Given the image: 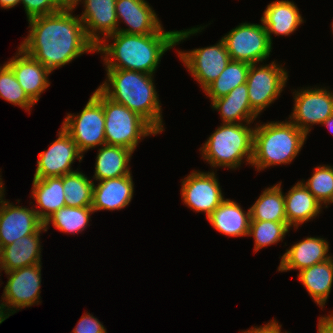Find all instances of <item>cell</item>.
<instances>
[{
  "label": "cell",
  "instance_id": "26",
  "mask_svg": "<svg viewBox=\"0 0 333 333\" xmlns=\"http://www.w3.org/2000/svg\"><path fill=\"white\" fill-rule=\"evenodd\" d=\"M32 184L31 197L37 204L34 210L43 222L54 212L66 206L63 176L33 178Z\"/></svg>",
  "mask_w": 333,
  "mask_h": 333
},
{
  "label": "cell",
  "instance_id": "42",
  "mask_svg": "<svg viewBox=\"0 0 333 333\" xmlns=\"http://www.w3.org/2000/svg\"><path fill=\"white\" fill-rule=\"evenodd\" d=\"M9 316H11V314L8 312L5 304L3 302L0 303V324L9 318Z\"/></svg>",
  "mask_w": 333,
  "mask_h": 333
},
{
  "label": "cell",
  "instance_id": "28",
  "mask_svg": "<svg viewBox=\"0 0 333 333\" xmlns=\"http://www.w3.org/2000/svg\"><path fill=\"white\" fill-rule=\"evenodd\" d=\"M297 276L314 302L324 308L333 284V257L299 271Z\"/></svg>",
  "mask_w": 333,
  "mask_h": 333
},
{
  "label": "cell",
  "instance_id": "36",
  "mask_svg": "<svg viewBox=\"0 0 333 333\" xmlns=\"http://www.w3.org/2000/svg\"><path fill=\"white\" fill-rule=\"evenodd\" d=\"M28 20L38 16L56 13L62 9L57 0H20Z\"/></svg>",
  "mask_w": 333,
  "mask_h": 333
},
{
  "label": "cell",
  "instance_id": "34",
  "mask_svg": "<svg viewBox=\"0 0 333 333\" xmlns=\"http://www.w3.org/2000/svg\"><path fill=\"white\" fill-rule=\"evenodd\" d=\"M308 181L302 184L317 198L321 205L328 208L333 201V166L320 165L314 168Z\"/></svg>",
  "mask_w": 333,
  "mask_h": 333
},
{
  "label": "cell",
  "instance_id": "21",
  "mask_svg": "<svg viewBox=\"0 0 333 333\" xmlns=\"http://www.w3.org/2000/svg\"><path fill=\"white\" fill-rule=\"evenodd\" d=\"M44 225L35 233L17 239L0 249V271L9 272L41 263V232Z\"/></svg>",
  "mask_w": 333,
  "mask_h": 333
},
{
  "label": "cell",
  "instance_id": "29",
  "mask_svg": "<svg viewBox=\"0 0 333 333\" xmlns=\"http://www.w3.org/2000/svg\"><path fill=\"white\" fill-rule=\"evenodd\" d=\"M283 194L281 182L265 188L256 202L250 207V221L287 222Z\"/></svg>",
  "mask_w": 333,
  "mask_h": 333
},
{
  "label": "cell",
  "instance_id": "19",
  "mask_svg": "<svg viewBox=\"0 0 333 333\" xmlns=\"http://www.w3.org/2000/svg\"><path fill=\"white\" fill-rule=\"evenodd\" d=\"M329 244L320 237H307L295 243L281 258L278 271L303 270L312 265L325 262L332 258L328 255Z\"/></svg>",
  "mask_w": 333,
  "mask_h": 333
},
{
  "label": "cell",
  "instance_id": "17",
  "mask_svg": "<svg viewBox=\"0 0 333 333\" xmlns=\"http://www.w3.org/2000/svg\"><path fill=\"white\" fill-rule=\"evenodd\" d=\"M17 51L6 64L12 69L27 96L36 104L41 93L50 86L48 75L51 72L21 48L18 47Z\"/></svg>",
  "mask_w": 333,
  "mask_h": 333
},
{
  "label": "cell",
  "instance_id": "16",
  "mask_svg": "<svg viewBox=\"0 0 333 333\" xmlns=\"http://www.w3.org/2000/svg\"><path fill=\"white\" fill-rule=\"evenodd\" d=\"M84 12L78 17L84 25L88 39L97 47L107 37L117 32L119 23L116 14V0H81ZM101 32V33H100ZM100 35L103 37L100 38Z\"/></svg>",
  "mask_w": 333,
  "mask_h": 333
},
{
  "label": "cell",
  "instance_id": "13",
  "mask_svg": "<svg viewBox=\"0 0 333 333\" xmlns=\"http://www.w3.org/2000/svg\"><path fill=\"white\" fill-rule=\"evenodd\" d=\"M214 171H192L182 180L181 197L188 208L208 217L225 199Z\"/></svg>",
  "mask_w": 333,
  "mask_h": 333
},
{
  "label": "cell",
  "instance_id": "6",
  "mask_svg": "<svg viewBox=\"0 0 333 333\" xmlns=\"http://www.w3.org/2000/svg\"><path fill=\"white\" fill-rule=\"evenodd\" d=\"M105 116L106 145L120 146L135 151L144 137L158 132L141 116L102 92Z\"/></svg>",
  "mask_w": 333,
  "mask_h": 333
},
{
  "label": "cell",
  "instance_id": "31",
  "mask_svg": "<svg viewBox=\"0 0 333 333\" xmlns=\"http://www.w3.org/2000/svg\"><path fill=\"white\" fill-rule=\"evenodd\" d=\"M92 213H94V210L91 207L64 206L44 221V228L47 231L49 224L52 223L55 228L63 233L78 234L89 225L90 214Z\"/></svg>",
  "mask_w": 333,
  "mask_h": 333
},
{
  "label": "cell",
  "instance_id": "5",
  "mask_svg": "<svg viewBox=\"0 0 333 333\" xmlns=\"http://www.w3.org/2000/svg\"><path fill=\"white\" fill-rule=\"evenodd\" d=\"M244 123H221L200 148L203 159L211 167L236 169L242 160L251 164L254 128Z\"/></svg>",
  "mask_w": 333,
  "mask_h": 333
},
{
  "label": "cell",
  "instance_id": "3",
  "mask_svg": "<svg viewBox=\"0 0 333 333\" xmlns=\"http://www.w3.org/2000/svg\"><path fill=\"white\" fill-rule=\"evenodd\" d=\"M107 78L98 88L145 119L158 133L164 131L162 108L154 75L125 69H105Z\"/></svg>",
  "mask_w": 333,
  "mask_h": 333
},
{
  "label": "cell",
  "instance_id": "43",
  "mask_svg": "<svg viewBox=\"0 0 333 333\" xmlns=\"http://www.w3.org/2000/svg\"><path fill=\"white\" fill-rule=\"evenodd\" d=\"M322 125L327 126L329 131L333 134V114L329 116L323 123Z\"/></svg>",
  "mask_w": 333,
  "mask_h": 333
},
{
  "label": "cell",
  "instance_id": "41",
  "mask_svg": "<svg viewBox=\"0 0 333 333\" xmlns=\"http://www.w3.org/2000/svg\"><path fill=\"white\" fill-rule=\"evenodd\" d=\"M20 0H0V7L4 9H10L18 5Z\"/></svg>",
  "mask_w": 333,
  "mask_h": 333
},
{
  "label": "cell",
  "instance_id": "24",
  "mask_svg": "<svg viewBox=\"0 0 333 333\" xmlns=\"http://www.w3.org/2000/svg\"><path fill=\"white\" fill-rule=\"evenodd\" d=\"M284 200L287 224L296 229L304 222L319 216L323 208L301 181L295 183L287 194L285 193Z\"/></svg>",
  "mask_w": 333,
  "mask_h": 333
},
{
  "label": "cell",
  "instance_id": "40",
  "mask_svg": "<svg viewBox=\"0 0 333 333\" xmlns=\"http://www.w3.org/2000/svg\"><path fill=\"white\" fill-rule=\"evenodd\" d=\"M62 8L75 9L81 0H57Z\"/></svg>",
  "mask_w": 333,
  "mask_h": 333
},
{
  "label": "cell",
  "instance_id": "1",
  "mask_svg": "<svg viewBox=\"0 0 333 333\" xmlns=\"http://www.w3.org/2000/svg\"><path fill=\"white\" fill-rule=\"evenodd\" d=\"M73 10L62 8L56 13L28 20L29 34L19 48L51 73L83 53L96 52L82 21L78 15H72Z\"/></svg>",
  "mask_w": 333,
  "mask_h": 333
},
{
  "label": "cell",
  "instance_id": "23",
  "mask_svg": "<svg viewBox=\"0 0 333 333\" xmlns=\"http://www.w3.org/2000/svg\"><path fill=\"white\" fill-rule=\"evenodd\" d=\"M206 219L221 234L229 237L248 236L250 208L245 212L234 200L224 199Z\"/></svg>",
  "mask_w": 333,
  "mask_h": 333
},
{
  "label": "cell",
  "instance_id": "10",
  "mask_svg": "<svg viewBox=\"0 0 333 333\" xmlns=\"http://www.w3.org/2000/svg\"><path fill=\"white\" fill-rule=\"evenodd\" d=\"M294 107L288 119L306 135L313 124H321L333 114V91L303 88L293 92Z\"/></svg>",
  "mask_w": 333,
  "mask_h": 333
},
{
  "label": "cell",
  "instance_id": "38",
  "mask_svg": "<svg viewBox=\"0 0 333 333\" xmlns=\"http://www.w3.org/2000/svg\"><path fill=\"white\" fill-rule=\"evenodd\" d=\"M281 326L282 325H279V323L275 319H272L264 326H259V327L254 326L247 331H243L242 333H288V332H281Z\"/></svg>",
  "mask_w": 333,
  "mask_h": 333
},
{
  "label": "cell",
  "instance_id": "25",
  "mask_svg": "<svg viewBox=\"0 0 333 333\" xmlns=\"http://www.w3.org/2000/svg\"><path fill=\"white\" fill-rule=\"evenodd\" d=\"M212 108L220 112L222 123H252L258 114L251 108L247 83L238 85L226 96L211 101Z\"/></svg>",
  "mask_w": 333,
  "mask_h": 333
},
{
  "label": "cell",
  "instance_id": "44",
  "mask_svg": "<svg viewBox=\"0 0 333 333\" xmlns=\"http://www.w3.org/2000/svg\"><path fill=\"white\" fill-rule=\"evenodd\" d=\"M0 177H1V175H0ZM3 181H2V178H0V204H1V202L3 201V198H4V187L5 186H3L4 184L2 183Z\"/></svg>",
  "mask_w": 333,
  "mask_h": 333
},
{
  "label": "cell",
  "instance_id": "7",
  "mask_svg": "<svg viewBox=\"0 0 333 333\" xmlns=\"http://www.w3.org/2000/svg\"><path fill=\"white\" fill-rule=\"evenodd\" d=\"M62 127L82 154L98 145H106L102 91L97 88L93 92L80 114H67Z\"/></svg>",
  "mask_w": 333,
  "mask_h": 333
},
{
  "label": "cell",
  "instance_id": "32",
  "mask_svg": "<svg viewBox=\"0 0 333 333\" xmlns=\"http://www.w3.org/2000/svg\"><path fill=\"white\" fill-rule=\"evenodd\" d=\"M94 181L81 171L75 170L63 176L66 206L91 207Z\"/></svg>",
  "mask_w": 333,
  "mask_h": 333
},
{
  "label": "cell",
  "instance_id": "12",
  "mask_svg": "<svg viewBox=\"0 0 333 333\" xmlns=\"http://www.w3.org/2000/svg\"><path fill=\"white\" fill-rule=\"evenodd\" d=\"M178 55L203 90L219 77L231 61L222 38L217 44L209 47L196 48L186 52L178 50Z\"/></svg>",
  "mask_w": 333,
  "mask_h": 333
},
{
  "label": "cell",
  "instance_id": "18",
  "mask_svg": "<svg viewBox=\"0 0 333 333\" xmlns=\"http://www.w3.org/2000/svg\"><path fill=\"white\" fill-rule=\"evenodd\" d=\"M117 19L123 20L128 28L117 29L118 32L135 35L158 33L163 26L156 12L145 0H116Z\"/></svg>",
  "mask_w": 333,
  "mask_h": 333
},
{
  "label": "cell",
  "instance_id": "35",
  "mask_svg": "<svg viewBox=\"0 0 333 333\" xmlns=\"http://www.w3.org/2000/svg\"><path fill=\"white\" fill-rule=\"evenodd\" d=\"M0 98L30 111L35 103L27 96L18 83L12 69L6 64L0 71Z\"/></svg>",
  "mask_w": 333,
  "mask_h": 333
},
{
  "label": "cell",
  "instance_id": "30",
  "mask_svg": "<svg viewBox=\"0 0 333 333\" xmlns=\"http://www.w3.org/2000/svg\"><path fill=\"white\" fill-rule=\"evenodd\" d=\"M250 64L231 60L219 77L210 83L203 91L210 100L226 96L238 85L247 81Z\"/></svg>",
  "mask_w": 333,
  "mask_h": 333
},
{
  "label": "cell",
  "instance_id": "20",
  "mask_svg": "<svg viewBox=\"0 0 333 333\" xmlns=\"http://www.w3.org/2000/svg\"><path fill=\"white\" fill-rule=\"evenodd\" d=\"M131 174L99 181L97 186L94 184L91 206L94 212L121 210L129 205L134 194Z\"/></svg>",
  "mask_w": 333,
  "mask_h": 333
},
{
  "label": "cell",
  "instance_id": "22",
  "mask_svg": "<svg viewBox=\"0 0 333 333\" xmlns=\"http://www.w3.org/2000/svg\"><path fill=\"white\" fill-rule=\"evenodd\" d=\"M261 22L272 43V34L288 36L304 23L298 7L289 0L273 1L263 12Z\"/></svg>",
  "mask_w": 333,
  "mask_h": 333
},
{
  "label": "cell",
  "instance_id": "39",
  "mask_svg": "<svg viewBox=\"0 0 333 333\" xmlns=\"http://www.w3.org/2000/svg\"><path fill=\"white\" fill-rule=\"evenodd\" d=\"M318 333H333V314L318 319Z\"/></svg>",
  "mask_w": 333,
  "mask_h": 333
},
{
  "label": "cell",
  "instance_id": "11",
  "mask_svg": "<svg viewBox=\"0 0 333 333\" xmlns=\"http://www.w3.org/2000/svg\"><path fill=\"white\" fill-rule=\"evenodd\" d=\"M41 263L9 272L2 300L8 312L14 313L25 307L40 303Z\"/></svg>",
  "mask_w": 333,
  "mask_h": 333
},
{
  "label": "cell",
  "instance_id": "37",
  "mask_svg": "<svg viewBox=\"0 0 333 333\" xmlns=\"http://www.w3.org/2000/svg\"><path fill=\"white\" fill-rule=\"evenodd\" d=\"M72 333H107L104 325L90 313H85Z\"/></svg>",
  "mask_w": 333,
  "mask_h": 333
},
{
  "label": "cell",
  "instance_id": "45",
  "mask_svg": "<svg viewBox=\"0 0 333 333\" xmlns=\"http://www.w3.org/2000/svg\"><path fill=\"white\" fill-rule=\"evenodd\" d=\"M5 65H6V63H5V64H3V66H0V71L2 70V68H3Z\"/></svg>",
  "mask_w": 333,
  "mask_h": 333
},
{
  "label": "cell",
  "instance_id": "8",
  "mask_svg": "<svg viewBox=\"0 0 333 333\" xmlns=\"http://www.w3.org/2000/svg\"><path fill=\"white\" fill-rule=\"evenodd\" d=\"M222 39L231 60L260 64V62L266 61L272 52V43L263 22L261 24L241 23Z\"/></svg>",
  "mask_w": 333,
  "mask_h": 333
},
{
  "label": "cell",
  "instance_id": "2",
  "mask_svg": "<svg viewBox=\"0 0 333 333\" xmlns=\"http://www.w3.org/2000/svg\"><path fill=\"white\" fill-rule=\"evenodd\" d=\"M205 26L193 27L187 30L164 31L147 35L126 34L116 32L108 36L112 44L101 42L96 52L104 54L103 61L106 69H125L154 75L163 54L197 34Z\"/></svg>",
  "mask_w": 333,
  "mask_h": 333
},
{
  "label": "cell",
  "instance_id": "33",
  "mask_svg": "<svg viewBox=\"0 0 333 333\" xmlns=\"http://www.w3.org/2000/svg\"><path fill=\"white\" fill-rule=\"evenodd\" d=\"M287 222L250 221L249 236L254 237V251L276 244L290 231Z\"/></svg>",
  "mask_w": 333,
  "mask_h": 333
},
{
  "label": "cell",
  "instance_id": "14",
  "mask_svg": "<svg viewBox=\"0 0 333 333\" xmlns=\"http://www.w3.org/2000/svg\"><path fill=\"white\" fill-rule=\"evenodd\" d=\"M59 130L58 138L46 151L39 153L34 178L62 177L75 172L71 167L76 159L82 161L83 154L74 140L63 127Z\"/></svg>",
  "mask_w": 333,
  "mask_h": 333
},
{
  "label": "cell",
  "instance_id": "27",
  "mask_svg": "<svg viewBox=\"0 0 333 333\" xmlns=\"http://www.w3.org/2000/svg\"><path fill=\"white\" fill-rule=\"evenodd\" d=\"M133 152L120 146H101L96 157L93 179L102 181L129 175V162Z\"/></svg>",
  "mask_w": 333,
  "mask_h": 333
},
{
  "label": "cell",
  "instance_id": "15",
  "mask_svg": "<svg viewBox=\"0 0 333 333\" xmlns=\"http://www.w3.org/2000/svg\"><path fill=\"white\" fill-rule=\"evenodd\" d=\"M9 202L3 199L0 204V249L35 233L44 225L34 208L16 206Z\"/></svg>",
  "mask_w": 333,
  "mask_h": 333
},
{
  "label": "cell",
  "instance_id": "4",
  "mask_svg": "<svg viewBox=\"0 0 333 333\" xmlns=\"http://www.w3.org/2000/svg\"><path fill=\"white\" fill-rule=\"evenodd\" d=\"M255 126L251 166L258 171L274 165L290 164L307 139V135L289 120L256 123Z\"/></svg>",
  "mask_w": 333,
  "mask_h": 333
},
{
  "label": "cell",
  "instance_id": "9",
  "mask_svg": "<svg viewBox=\"0 0 333 333\" xmlns=\"http://www.w3.org/2000/svg\"><path fill=\"white\" fill-rule=\"evenodd\" d=\"M287 80L288 72L275 61L250 64L246 83L251 108L259 115L281 95Z\"/></svg>",
  "mask_w": 333,
  "mask_h": 333
}]
</instances>
